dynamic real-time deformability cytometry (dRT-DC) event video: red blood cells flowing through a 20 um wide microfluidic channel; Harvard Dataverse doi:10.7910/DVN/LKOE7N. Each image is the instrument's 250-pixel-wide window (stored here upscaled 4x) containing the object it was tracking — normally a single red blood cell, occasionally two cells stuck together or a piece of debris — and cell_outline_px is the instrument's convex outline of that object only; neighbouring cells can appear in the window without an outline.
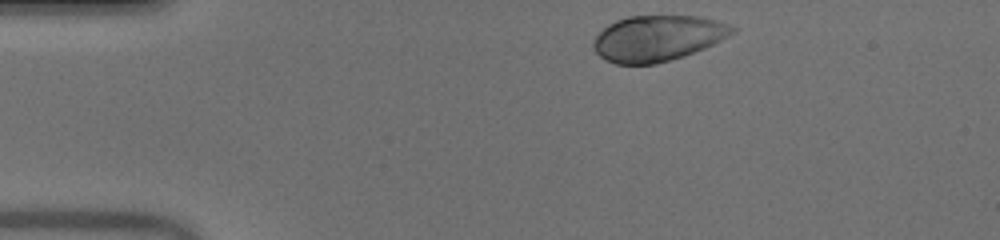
{"species": "human", "species_latin": "Homo sapiens", "temperature_condition": "warm", "stored_images_in_passage": 34, "camera_frame_rate_fps": 3000, "um_per_image_px": 0.085, "donor": {"sex": "male"}, "frame": {"image": 1, "passage_image": 1, "time_ms": 0.0, "image_size_px": [1000, 240], "cell_outline_px": [[736, 28], [728, 36], [704, 48], [684, 56], [656, 64], [616, 64], [600, 56], [592, 48], [592, 40], [608, 24], [616, 20], [628, 16], [700, 16], [716, 20], [728, 24]], "centroid_in_image_um": [55.86, 3.25], "position_along_channel_um": 29.1, "area_um2": 36.88}}
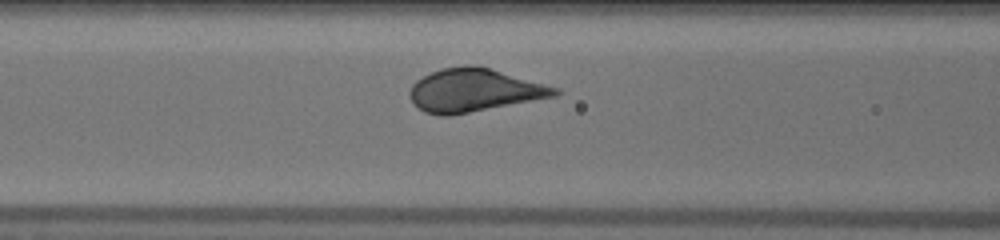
{"frame": {"image": 2, "passage_image": 13, "time_ms": 4.0, "image_size_px": [1000, 240], "cell_outline_px": [[560, 92], [556, 96], [448, 116], [440, 116], [424, 112], [412, 100], [408, 92], [412, 84], [416, 80], [440, 68], [464, 64], [476, 64], [560, 88]], "centroid_in_image_um": [40.29, 7.65], "position_along_channel_um": 126.3, "area_um2": 36.41}}
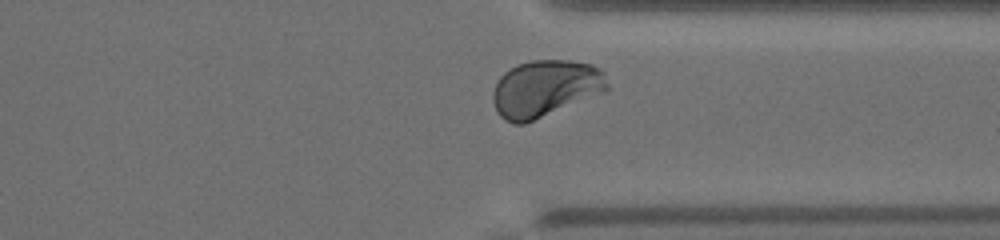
{"frame": {"image": 3, "passage_image": 31, "time_ms": 10.0, "image_size_px": [1000, 240], "cell_outline_px": [[608, 88], [604, 92], [524, 124], [512, 124], [504, 120], [496, 112], [492, 100], [492, 92], [500, 76], [504, 72], [516, 64], [532, 60], [568, 60], [592, 64], [600, 68], [604, 72], [608, 84]], "centroid_in_image_um": [46.32, 7.52], "position_along_channel_um": 365.1, "area_um2": 38.09}, "authors_computed_cell_mechanics": {"area_um2": 36.0672, "velocity_mm_per_s": 3.9841, "shape_relaxation_time_tau1_ms": 1.8396, "shape_relaxation_time_tau2_ms": null, "deformation_change_tau1": 0.1499, "deformation_change_tau2": null}}